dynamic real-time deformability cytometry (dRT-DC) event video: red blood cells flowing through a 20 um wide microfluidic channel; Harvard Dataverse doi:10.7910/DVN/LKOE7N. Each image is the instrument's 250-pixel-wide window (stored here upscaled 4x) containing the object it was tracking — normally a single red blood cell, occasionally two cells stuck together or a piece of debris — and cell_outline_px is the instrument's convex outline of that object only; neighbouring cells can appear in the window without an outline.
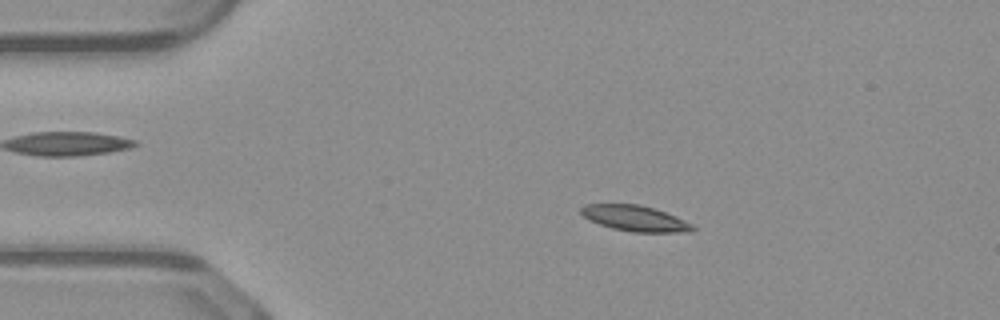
{"species": "common noctule bat (a hibernating species)", "species_latin": "Nyctalus noctula", "temperature_condition": "warm", "stored_images_in_passage": 50, "camera_frame_rate_fps": 3000, "um_per_image_px": 0.085, "animal": {"sex": "male", "body_mass_g": 23.1, "forearm_length_mm": 52.7}, "frame": {"image": 1, "passage_image": 9, "time_ms": 2.667, "image_size_px": [1000, 320], "cell_outline_px": [[696, 228], [692, 232], [632, 232], [612, 228], [588, 220], [580, 212], [580, 208], [584, 204], [640, 204], [656, 208], [676, 216], [692, 224]], "centroid_in_image_um": [53.99, 18.55], "position_along_channel_um": 31.0, "area_um2": 16.88}}
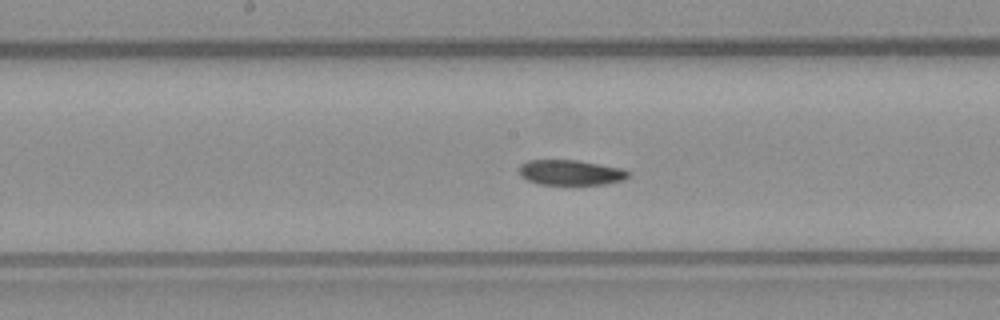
{"frame": {"image": 2, "passage_image": 25, "time_ms": 8.0, "image_size_px": [1000, 320], "cell_outline_px": [[632, 172], [624, 180], [604, 184], [540, 184], [528, 180], [520, 176], [516, 168], [520, 164], [528, 160], [576, 160], [624, 168]], "centroid_in_image_um": [48.49, 14.65], "position_along_channel_um": 199.7, "area_um2": 16.24}}
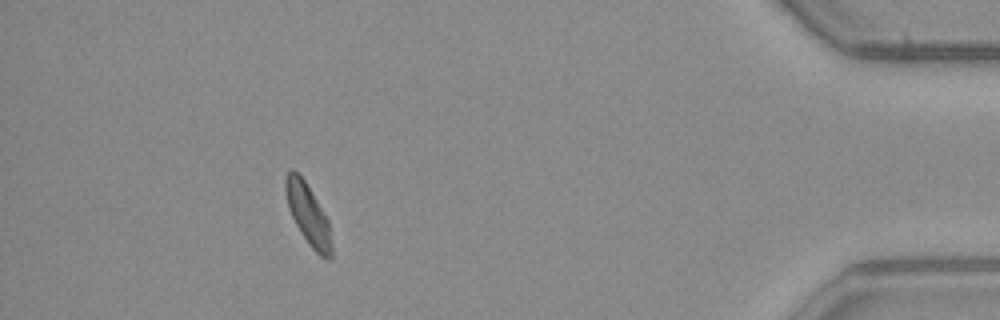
{"frame": {"image": 3, "passage_image": 45, "time_ms": 14.667, "image_size_px": [1000, 320], "cell_outline_px": [[332, 256], [320, 256], [312, 248], [300, 232], [288, 208], [284, 188], [284, 176], [292, 168], [304, 180], [328, 220], [332, 244]], "centroid_in_image_um": [26.16, 18.2], "position_along_channel_um": 409.0, "area_um2": 15.95}, "authors_computed_cell_mechanics": {"area_um2": 16.762, "velocity_mm_per_s": 4.0601, "shape_relaxation_time_tau1_ms": 10.3329, "shape_relaxation_time_tau2_ms": null, "deformation_change_tau1": 0.2045, "deformation_change_tau2": null}}